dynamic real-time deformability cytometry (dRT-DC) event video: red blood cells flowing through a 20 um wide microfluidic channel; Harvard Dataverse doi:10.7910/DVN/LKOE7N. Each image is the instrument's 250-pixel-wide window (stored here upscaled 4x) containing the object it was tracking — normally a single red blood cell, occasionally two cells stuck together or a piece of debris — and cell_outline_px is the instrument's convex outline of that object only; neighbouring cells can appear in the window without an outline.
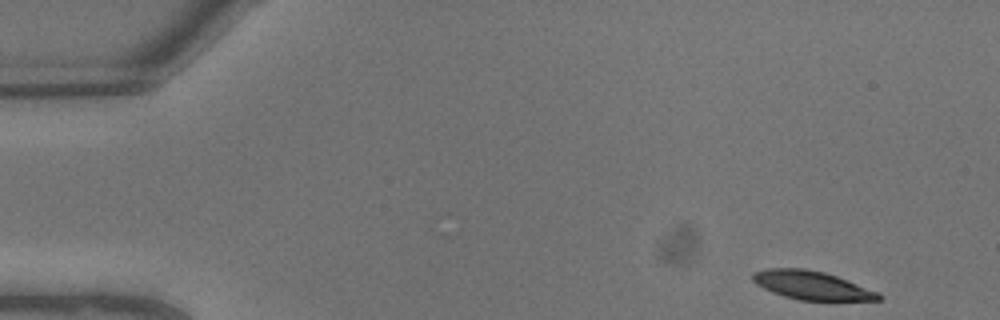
{"species": "common noctule bat (a hibernating species)", "species_latin": "Nyctalus noctula", "temperature_condition": "warm", "stored_images_in_passage": 7, "camera_frame_rate_fps": 3000, "um_per_image_px": 0.085, "animal": {"sex": "male", "body_mass_g": 13.3}, "frame": {"image": 1, "passage_image": 1, "time_ms": 0.0, "image_size_px": [1000, 320], "cell_outline_px": [[884, 296], [880, 300], [800, 300], [784, 296], [772, 292], [756, 284], [752, 280], [752, 272], [768, 268], [804, 268], [824, 272], [848, 280], [876, 292]], "centroid_in_image_um": [68.96, 24.24], "position_along_channel_um": 16.0, "area_um2": 20.75}}
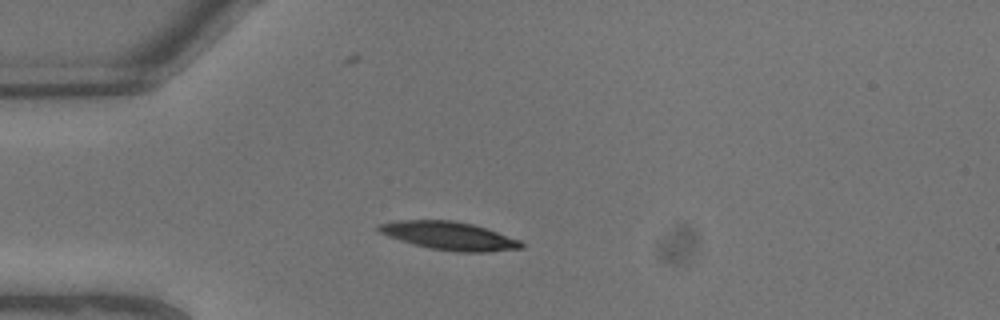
{"frame": {"image": 2, "passage_image": 5, "time_ms": 1.333, "image_size_px": [1000, 320], "cell_outline_px": [[524, 248], [488, 252], [456, 252], [428, 248], [412, 244], [388, 236], [380, 232], [376, 228], [376, 224], [400, 220], [452, 220], [472, 224], [520, 240], [524, 244]], "centroid_in_image_um": [38.16, 20.05], "position_along_channel_um": 46.8, "area_um2": 23.41}}
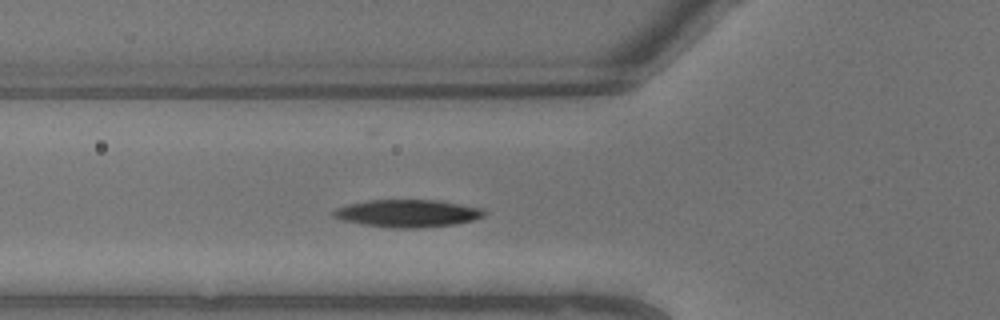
{"frame": {"image": 3, "passage_image": 7, "time_ms": 2.0, "image_size_px": [1000, 320], "cell_outline_px": [[484, 216], [472, 220], [456, 224], [416, 228], [392, 228], [364, 224], [344, 220], [332, 216], [332, 212], [336, 208], [348, 204], [368, 200], [436, 200], [460, 204], [480, 208], [484, 212]], "centroid_in_image_um": [34.62, 18.13], "position_along_channel_um": 91.2, "area_um2": 23.87}}